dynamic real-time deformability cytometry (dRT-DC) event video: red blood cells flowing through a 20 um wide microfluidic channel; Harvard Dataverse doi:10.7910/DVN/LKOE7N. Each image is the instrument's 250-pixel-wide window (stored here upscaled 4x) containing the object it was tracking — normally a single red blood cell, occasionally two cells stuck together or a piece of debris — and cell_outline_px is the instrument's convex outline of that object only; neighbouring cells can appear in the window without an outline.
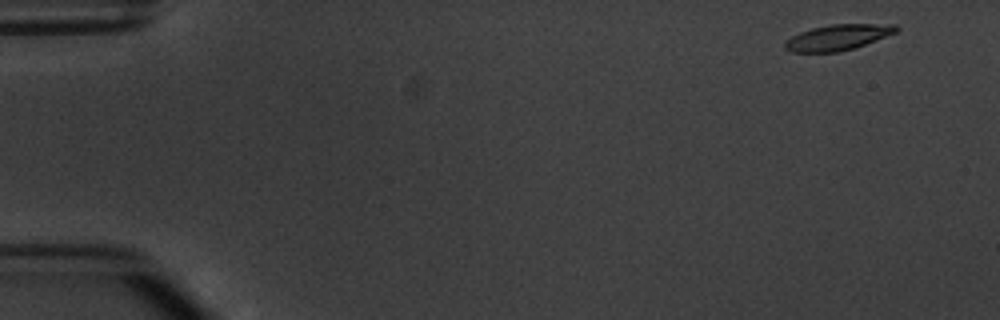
{"species": "common noctule bat (a hibernating species)", "species_latin": "Nyctalus noctula", "temperature_condition": "warm", "stored_images_in_passage": 5, "camera_frame_rate_fps": 3000, "um_per_image_px": 0.085, "animal": {"sex": "male", "body_mass_g": 20.1, "forearm_length_mm": 53.5}, "frame": {"image": 1, "passage_image": 1, "time_ms": 0.0, "image_size_px": [1000, 320], "cell_outline_px": [[900, 28], [896, 32], [864, 44], [840, 52], [792, 52], [784, 48], [784, 44], [792, 36], [800, 32], [812, 28], [832, 24], [896, 24]], "centroid_in_image_um": [71.21, 3.17], "position_along_channel_um": 13.8, "area_um2": 16.42}}